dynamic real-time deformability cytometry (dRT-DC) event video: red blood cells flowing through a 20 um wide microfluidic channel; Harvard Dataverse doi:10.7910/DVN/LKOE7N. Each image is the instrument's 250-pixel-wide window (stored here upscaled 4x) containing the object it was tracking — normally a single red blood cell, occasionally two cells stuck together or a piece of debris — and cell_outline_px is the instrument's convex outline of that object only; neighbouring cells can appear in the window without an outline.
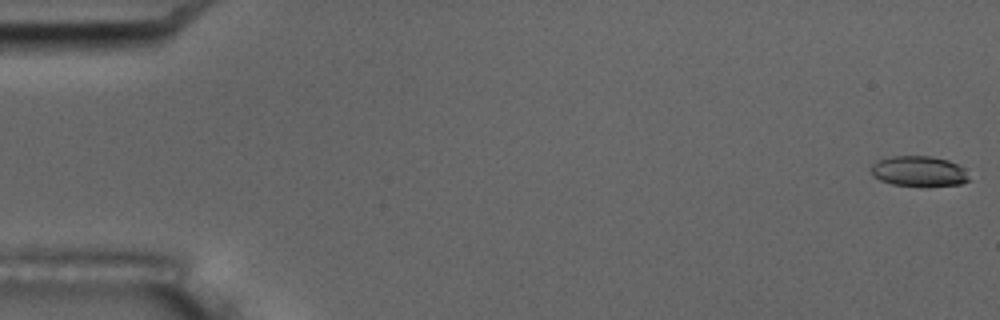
{"species": "common noctule bat (a hibernating species)", "species_latin": "Nyctalus noctula", "temperature_condition": "room temperature", "stored_images_in_passage": 8, "camera_frame_rate_fps": 3000, "um_per_image_px": 0.085, "animal": {"sex": "male", "body_mass_g": 17.5, "forearm_length_mm": 52.3}, "frame": {"image": 1, "passage_image": 1, "time_ms": 0.0, "image_size_px": [1000, 320], "cell_outline_px": [[972, 180], [960, 184], [892, 184], [880, 180], [872, 176], [872, 164], [876, 160], [892, 156], [932, 156], [948, 160], [964, 168]], "centroid_in_image_um": [78.1, 14.52], "position_along_channel_um": 6.9, "area_um2": 16.94}}